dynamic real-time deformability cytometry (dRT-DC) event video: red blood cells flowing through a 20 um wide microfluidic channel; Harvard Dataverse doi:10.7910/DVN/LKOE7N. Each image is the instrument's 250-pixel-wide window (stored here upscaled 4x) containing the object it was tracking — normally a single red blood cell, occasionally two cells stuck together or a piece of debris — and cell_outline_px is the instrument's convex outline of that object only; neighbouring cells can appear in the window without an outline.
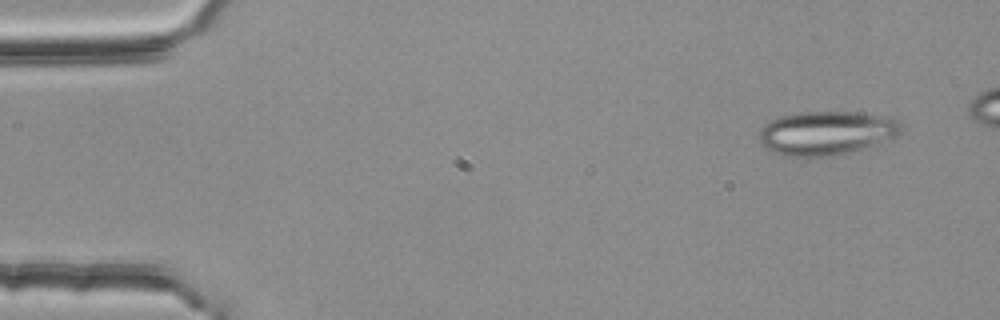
{"species": "common noctule bat (a hibernating species)", "species_latin": "Nyctalus noctula", "temperature_condition": "room temperature", "stored_images_in_passage": 3, "camera_frame_rate_fps": 3000, "um_per_image_px": 0.085, "animal": {"sex": "female", "body_mass_g": 25.1}, "frame": {"image": 1, "passage_image": 1, "time_ms": 0.0, "image_size_px": [1000, 320], "cell_outline_px": [[904, 128], [900, 132], [892, 136], [872, 144], [848, 152], [832, 156], [780, 156], [764, 148], [760, 140], [760, 128], [768, 120], [780, 116], [800, 112], [860, 112], [880, 116], [896, 120]], "centroid_in_image_um": [70.13, 11.3], "position_along_channel_um": 14.9, "area_um2": 35.84}}